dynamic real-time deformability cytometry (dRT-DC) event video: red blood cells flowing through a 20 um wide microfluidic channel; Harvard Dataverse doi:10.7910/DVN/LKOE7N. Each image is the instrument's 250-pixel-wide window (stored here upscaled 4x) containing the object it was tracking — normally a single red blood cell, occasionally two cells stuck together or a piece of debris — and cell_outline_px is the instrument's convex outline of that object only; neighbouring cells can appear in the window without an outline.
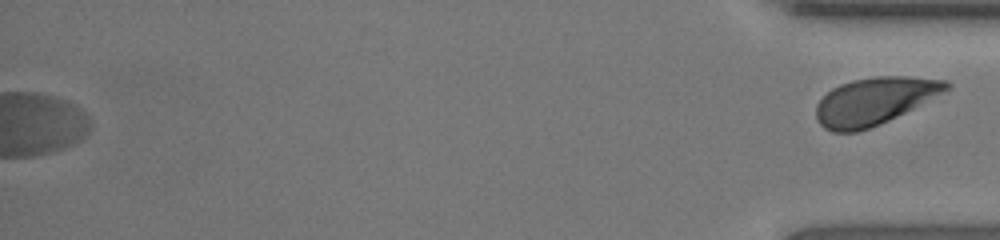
{"species": "human", "species_latin": "Homo sapiens", "temperature_condition": "room temperature", "stored_images_in_passage": 53, "segment_of_instrument_passage": [2, 2], "camera_frame_rate_fps": 3000, "um_per_image_px": 0.085, "donor": {"sex": "female"}, "frame": {"image": 1, "passage_image": 53, "time_ms": 17.333, "image_size_px": [1000, 240], "cell_outline_px": [[952, 84], [948, 88], [912, 108], [880, 124], [856, 132], [832, 132], [824, 128], [816, 120], [816, 104], [832, 88], [840, 84], [852, 80], [876, 76], [908, 76], [948, 80]], "centroid_in_image_um": [74.27, 8.58], "position_along_channel_um": 360.9, "area_um2": 35.37}}